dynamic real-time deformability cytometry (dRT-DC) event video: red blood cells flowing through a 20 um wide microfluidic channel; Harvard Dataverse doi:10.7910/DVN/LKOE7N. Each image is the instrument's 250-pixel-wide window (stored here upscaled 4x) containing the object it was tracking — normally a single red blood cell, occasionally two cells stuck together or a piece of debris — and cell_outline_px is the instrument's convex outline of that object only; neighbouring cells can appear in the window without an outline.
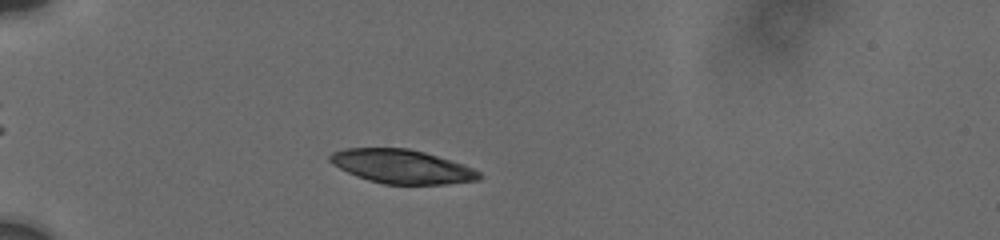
{"species": "human", "species_latin": "Homo sapiens", "temperature_condition": "cold", "stored_images_in_passage": 35, "camera_frame_rate_fps": 3000, "um_per_image_px": 0.085, "donor": {"sex": "male"}, "frame": {"image": 1, "passage_image": 4, "time_ms": 1.667, "image_size_px": [1000, 240], "cell_outline_px": [[480, 180], [444, 184], [384, 184], [368, 180], [356, 176], [332, 164], [328, 160], [328, 156], [332, 152], [344, 148], [408, 148], [424, 152], [464, 164], [480, 172]], "centroid_in_image_um": [34.13, 14.15], "position_along_channel_um": 50.9, "area_um2": 29.42}}
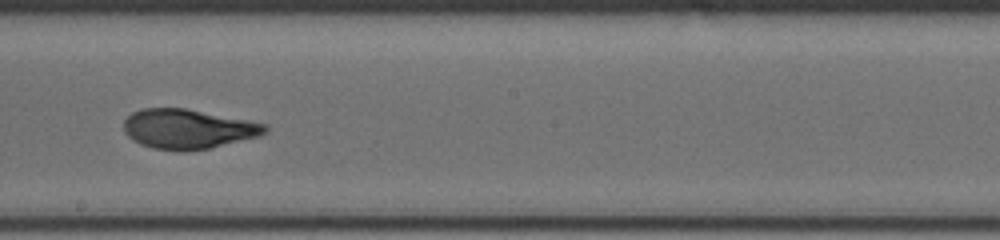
{"frame": {"image": 2, "passage_image": 16, "time_ms": 7.333, "image_size_px": [1000, 240], "cell_outline_px": [[268, 128], [260, 136], [212, 148], [184, 152], [180, 152], [152, 148], [140, 144], [132, 140], [124, 132], [124, 120], [132, 112], [144, 108], [184, 108], [248, 120], [268, 124]], "centroid_in_image_um": [15.97, 10.98], "position_along_channel_um": 232.2, "area_um2": 32.89}}
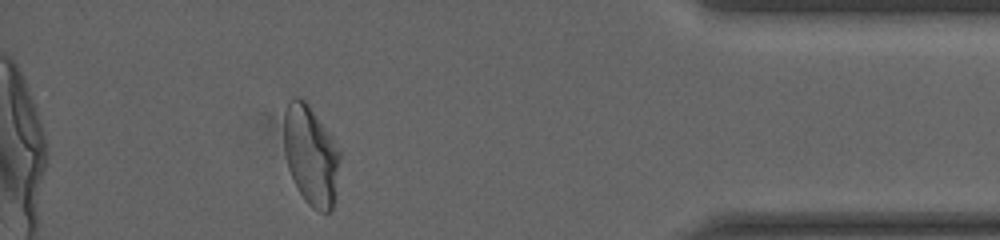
{"frame": {"image": 3, "passage_image": 31, "time_ms": 13.0, "image_size_px": [1000, 240], "cell_outline_px": [[340, 160], [332, 208], [328, 212], [320, 212], [312, 208], [304, 200], [288, 168], [284, 152], [284, 112], [288, 100], [292, 96], [300, 96], [308, 104], [340, 148]], "centroid_in_image_um": [26.41, 13.16], "position_along_channel_um": 408.8, "area_um2": 32.43}, "authors_computed_cell_mechanics": {"area_um2": 32.4258, "velocity_mm_per_s": 3.7222, "shape_relaxation_time_tau1_ms": 4.7177, "shape_relaxation_time_tau2_ms": 1.4198, "deformation_change_tau1": 0.1449, "deformation_change_tau2": 0.0472}}